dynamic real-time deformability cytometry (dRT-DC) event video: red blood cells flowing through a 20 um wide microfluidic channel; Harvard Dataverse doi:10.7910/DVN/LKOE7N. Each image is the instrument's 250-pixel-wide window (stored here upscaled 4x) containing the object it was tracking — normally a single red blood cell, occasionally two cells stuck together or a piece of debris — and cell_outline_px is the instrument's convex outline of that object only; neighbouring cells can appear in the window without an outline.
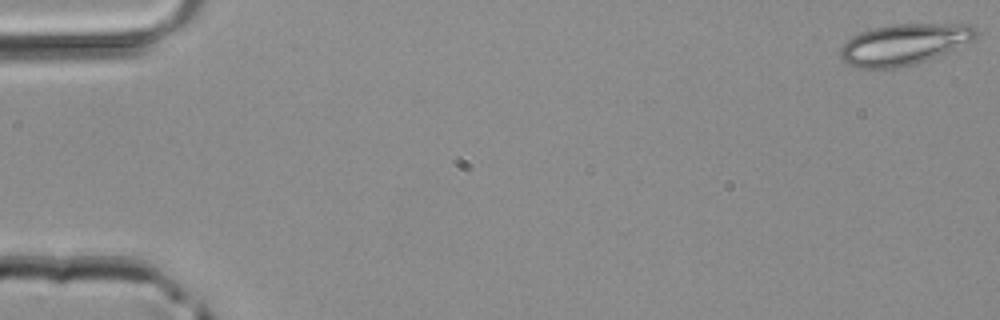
{"species": "common noctule bat (a hibernating species)", "species_latin": "Nyctalus noctula", "temperature_condition": "room temperature", "stored_images_in_passage": 3, "camera_frame_rate_fps": 3000, "um_per_image_px": 0.085, "animal": {"sex": "male", "body_mass_g": 20.4}, "frame": {"image": 1, "passage_image": 1, "time_ms": 0.0, "image_size_px": [1000, 320], "cell_outline_px": [[980, 32], [976, 40], [916, 64], [900, 68], [872, 72], [856, 68], [848, 64], [840, 56], [840, 48], [852, 36], [860, 32], [872, 28], [892, 24], [968, 24], [976, 28]], "centroid_in_image_um": [76.83, 3.8], "position_along_channel_um": 8.2, "area_um2": 33.23}}